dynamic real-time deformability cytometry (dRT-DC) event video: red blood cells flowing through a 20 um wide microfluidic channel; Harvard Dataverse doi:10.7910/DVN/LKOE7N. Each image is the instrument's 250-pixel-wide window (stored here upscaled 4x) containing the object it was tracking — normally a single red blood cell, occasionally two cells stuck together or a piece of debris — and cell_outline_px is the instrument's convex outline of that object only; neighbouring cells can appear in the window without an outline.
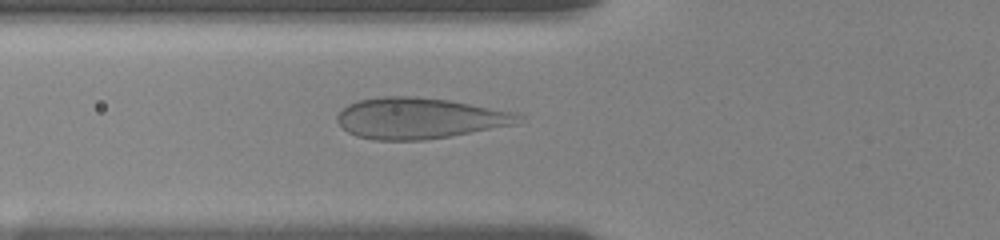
{"species": "human", "species_latin": "Homo sapiens", "temperature_condition": "room temperature", "stored_images_in_passage": 63, "camera_frame_rate_fps": 3000, "um_per_image_px": 0.085, "donor": {"sex": "female"}, "frame": {"image": 1, "passage_image": 22, "time_ms": 6.333, "image_size_px": [1000, 240], "cell_outline_px": [[524, 116], [516, 124], [448, 136], [424, 140], [376, 140], [356, 136], [348, 132], [336, 120], [336, 116], [348, 104], [360, 100], [380, 96], [416, 96], [448, 100], [520, 112]], "centroid_in_image_um": [35.67, 10.04], "position_along_channel_um": 90.1, "area_um2": 43.29}}
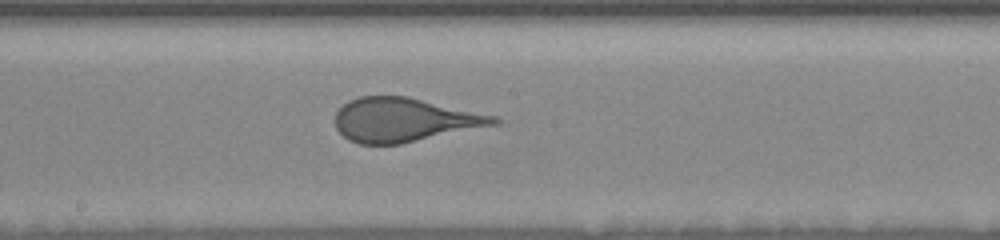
{"frame": {"image": 2, "passage_image": 34, "time_ms": 9.667, "image_size_px": [1000, 240], "cell_outline_px": [[500, 124], [400, 144], [360, 144], [348, 140], [336, 128], [336, 112], [348, 100], [360, 96], [408, 96], [496, 116], [500, 120]], "centroid_in_image_um": [34.37, 10.19], "position_along_channel_um": 213.8, "area_um2": 40.58}}
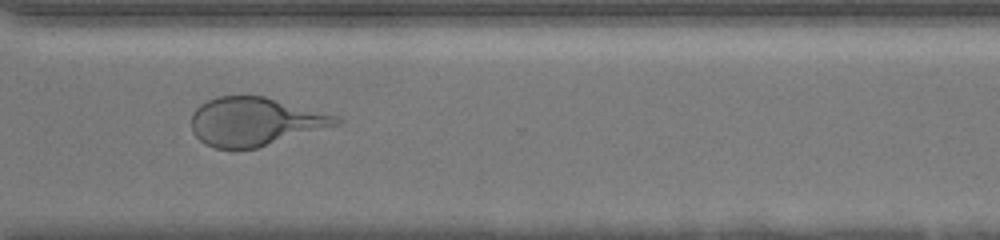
{"frame": {"image": 3, "passage_image": 47, "time_ms": 13.333, "image_size_px": [1000, 240], "cell_outline_px": [[344, 120], [340, 124], [256, 148], [216, 148], [204, 144], [192, 132], [192, 112], [200, 104], [208, 100], [220, 96], [264, 96], [340, 116]], "centroid_in_image_um": [21.68, 10.33], "position_along_channel_um": 348.9, "area_um2": 40.69}}